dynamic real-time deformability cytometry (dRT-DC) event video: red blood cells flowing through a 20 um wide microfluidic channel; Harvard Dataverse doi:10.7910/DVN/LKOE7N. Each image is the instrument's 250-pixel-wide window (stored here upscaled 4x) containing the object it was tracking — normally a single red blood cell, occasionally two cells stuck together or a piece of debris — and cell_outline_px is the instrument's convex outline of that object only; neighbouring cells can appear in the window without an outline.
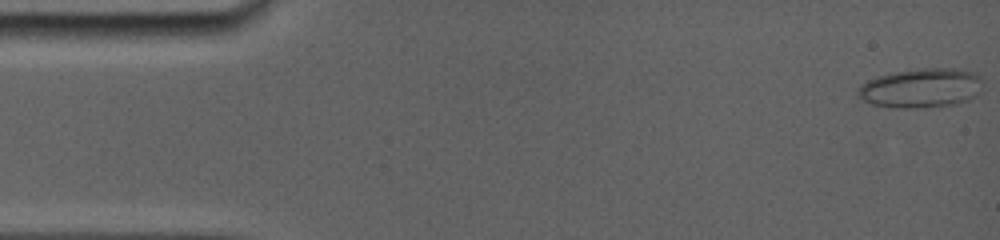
{"species": "common noctule bat (a hibernating species)", "species_latin": "Nyctalus noctula", "temperature_condition": "room temperature", "stored_images_in_passage": 46, "camera_frame_rate_fps": 5000, "um_per_image_px": 0.085, "animal": {"sex": "female", "body_mass_g": 19.0, "forearm_length_mm": 56.7}, "frame": {"image": 1, "passage_image": 1, "time_ms": 0.0, "image_size_px": [1000, 240], "cell_outline_px": [[984, 80], [980, 92], [964, 100], [952, 104], [908, 108], [904, 108], [872, 104], [864, 100], [856, 92], [856, 88], [860, 84], [876, 76], [896, 72], [924, 68], [952, 68], [972, 72], [980, 76]], "centroid_in_image_um": [78.27, 7.46], "position_along_channel_um": 6.7, "area_um2": 28.21}}
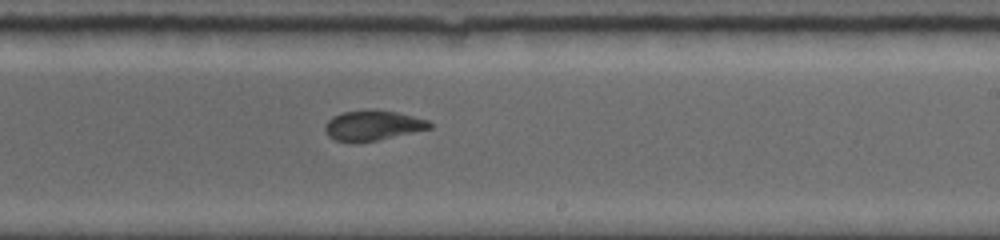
{"frame": {"image": 2, "passage_image": 23, "time_ms": 9.8, "image_size_px": [1000, 240], "cell_outline_px": [[432, 128], [376, 140], [352, 144], [336, 140], [328, 136], [324, 128], [324, 124], [332, 116], [340, 112], [376, 108], [396, 112], [428, 120], [432, 124]], "centroid_in_image_um": [31.63, 10.65], "position_along_channel_um": 257.4, "area_um2": 18.67}}
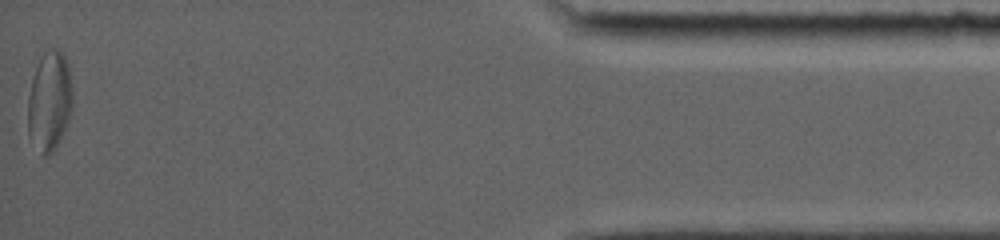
{"frame": {"image": 3, "passage_image": 46, "time_ms": 16.2, "image_size_px": [1000, 240], "cell_outline_px": [[72, 104], [68, 120], [56, 148], [48, 156], [44, 156], [28, 136], [28, 96], [32, 80], [40, 56], [48, 48], [56, 48], [64, 56], [68, 64], [72, 88]], "centroid_in_image_um": [4.2, 8.59], "position_along_channel_um": 431.0, "area_um2": 25.84}, "authors_computed_cell_mechanics": {"area_um2": 19.7387, "velocity_mm_per_s": 3.8192, "shape_relaxation_time_tau1_ms": null, "shape_relaxation_time_tau2_ms": 2.1473, "deformation_change_tau1": null, "deformation_change_tau2": 0.0609}}